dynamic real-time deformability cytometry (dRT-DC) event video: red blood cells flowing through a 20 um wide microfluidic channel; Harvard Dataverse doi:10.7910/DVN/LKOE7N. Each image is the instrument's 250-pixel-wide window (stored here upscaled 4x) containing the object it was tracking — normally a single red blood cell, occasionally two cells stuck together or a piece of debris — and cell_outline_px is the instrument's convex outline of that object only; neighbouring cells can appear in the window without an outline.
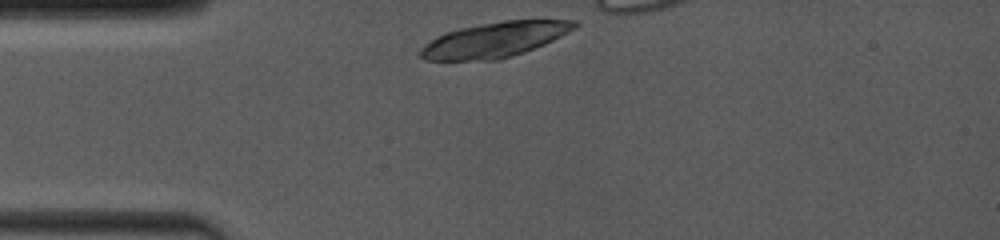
{"species": "common noctule bat (a hibernating species)", "species_latin": "Nyctalus noctula", "temperature_condition": "room temperature", "stored_images_in_passage": 2, "camera_frame_rate_fps": 4000, "um_per_image_px": 0.085, "animal": {"sex": "female", "body_mass_g": 19.0, "forearm_length_mm": 53.3}, "frame": {"image": 1, "passage_image": 1, "time_ms": 0.0, "image_size_px": [1000, 240], "cell_outline_px": [[580, 24], [576, 28], [544, 44], [524, 52], [496, 60], [424, 60], [420, 56], [420, 48], [424, 44], [436, 36], [444, 32], [460, 28], [504, 20], [576, 20]], "centroid_in_image_um": [42.03, 3.37], "position_along_channel_um": 43.0, "area_um2": 31.33}}